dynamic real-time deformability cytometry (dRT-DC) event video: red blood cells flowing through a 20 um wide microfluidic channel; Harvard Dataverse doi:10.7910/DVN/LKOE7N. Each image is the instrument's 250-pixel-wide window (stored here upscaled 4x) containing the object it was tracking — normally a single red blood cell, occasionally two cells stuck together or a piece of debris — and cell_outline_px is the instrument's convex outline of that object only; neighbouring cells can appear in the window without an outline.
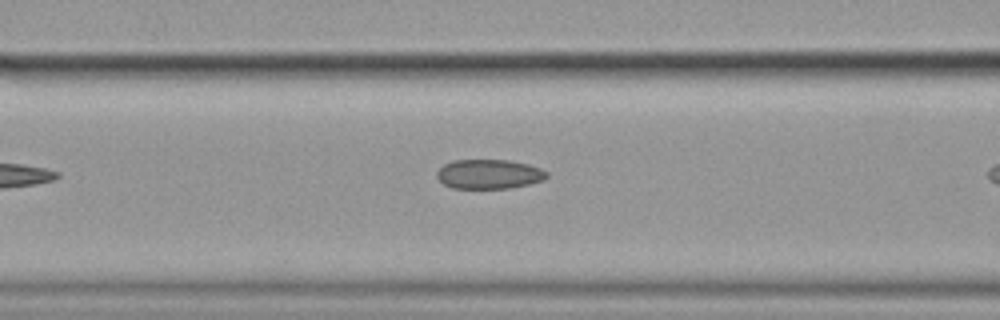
{"species": "common noctule bat (a hibernating species)", "species_latin": "Nyctalus noctula", "temperature_condition": "cold", "stored_images_in_passage": 5, "camera_frame_rate_fps": 3000, "um_per_image_px": 0.085, "animal": {"sex": "female", "body_mass_g": 19.9}, "frame": {"image": 1, "passage_image": 4, "time_ms": 1.0, "image_size_px": [1000, 320], "cell_outline_px": [[548, 176], [544, 180], [528, 184], [508, 188], [452, 188], [444, 184], [436, 176], [436, 172], [444, 164], [452, 160], [512, 160], [528, 164], [540, 168], [548, 172]], "centroid_in_image_um": [41.57, 14.79], "position_along_channel_um": 125.0, "area_um2": 18.9}}